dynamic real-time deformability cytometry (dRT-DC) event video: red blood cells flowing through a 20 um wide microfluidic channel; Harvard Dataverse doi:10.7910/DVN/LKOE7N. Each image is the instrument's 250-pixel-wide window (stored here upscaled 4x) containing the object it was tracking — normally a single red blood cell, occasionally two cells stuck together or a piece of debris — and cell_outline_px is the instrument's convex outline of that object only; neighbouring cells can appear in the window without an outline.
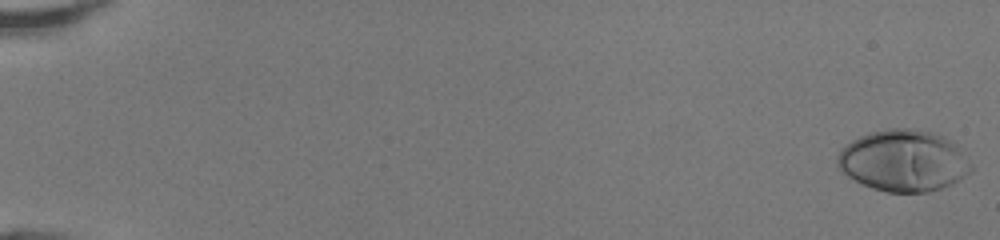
{"species": "human", "species_latin": "Homo sapiens", "temperature_condition": "room temperature", "stored_images_in_passage": 49, "camera_frame_rate_fps": 3000, "um_per_image_px": 0.085, "donor": {"sex": "female"}, "frame": {"image": 1, "passage_image": 1, "time_ms": 0.0, "image_size_px": [1000, 240], "cell_outline_px": [[972, 172], [960, 180], [952, 184], [928, 192], [888, 192], [872, 188], [848, 176], [836, 164], [836, 156], [840, 148], [852, 140], [868, 132], [888, 128], [908, 128], [932, 132], [944, 136], [952, 140], [956, 144], [972, 164]], "centroid_in_image_um": [76.81, 13.65], "position_along_channel_um": 8.2, "area_um2": 48.21}}
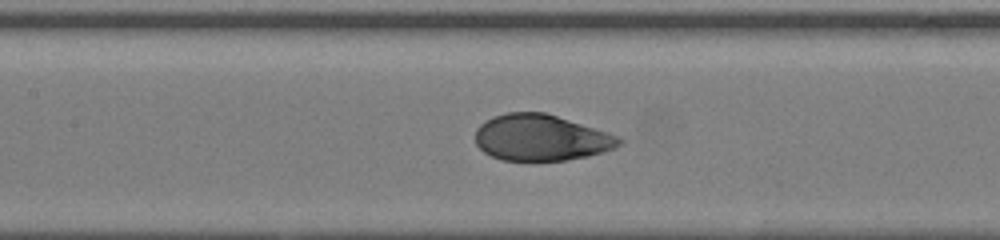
{"frame": {"image": 2, "passage_image": 25, "time_ms": 8.0, "image_size_px": [1000, 240], "cell_outline_px": [[624, 144], [616, 148], [588, 156], [564, 160], [536, 164], [504, 160], [492, 156], [484, 152], [476, 144], [476, 128], [480, 124], [492, 116], [508, 112], [544, 112], [608, 132], [620, 136], [624, 140]], "centroid_in_image_um": [46.0, 11.74], "position_along_channel_um": 161.4, "area_um2": 39.59}}
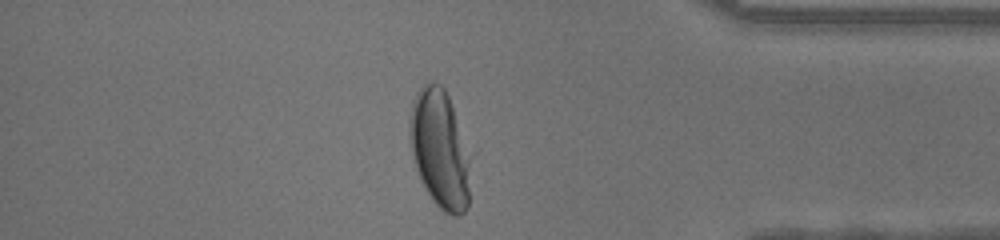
{"frame": {"image": 3, "passage_image": 43, "time_ms": 14.0, "image_size_px": [1000, 240], "cell_outline_px": [[468, 208], [460, 216], [452, 216], [444, 212], [432, 200], [420, 180], [412, 156], [408, 140], [408, 124], [412, 100], [416, 92], [428, 80], [432, 80], [440, 84], [444, 88], [448, 96], [468, 156]], "centroid_in_image_um": [37.3, 12.66], "position_along_channel_um": 397.9, "area_um2": 41.56}, "authors_computed_cell_mechanics": {"area_um2": 40.8068, "velocity_mm_per_s": 4.2736, "shape_relaxation_time_tau1_ms": 2.7168, "shape_relaxation_time_tau2_ms": null, "deformation_change_tau1": 0.182, "deformation_change_tau2": null}}